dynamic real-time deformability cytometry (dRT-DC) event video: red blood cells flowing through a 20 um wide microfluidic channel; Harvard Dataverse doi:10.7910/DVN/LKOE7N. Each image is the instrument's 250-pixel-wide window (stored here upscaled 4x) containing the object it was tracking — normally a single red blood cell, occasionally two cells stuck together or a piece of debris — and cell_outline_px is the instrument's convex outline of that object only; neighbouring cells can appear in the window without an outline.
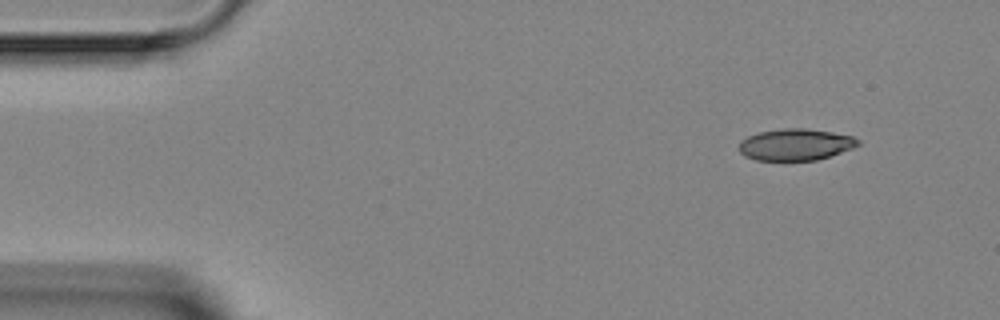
{"species": "Egyptian fruit bat (a non-hibernating species)", "species_latin": "Rousettus aegyptiacus", "temperature_condition": "room temperature", "stored_images_in_passage": 7, "camera_frame_rate_fps": 3000, "um_per_image_px": 0.085, "animal": {"sex": "female"}, "frame": {"image": 1, "passage_image": 1, "time_ms": 0.0, "image_size_px": [1000, 320], "cell_outline_px": [[860, 144], [852, 148], [816, 160], [756, 160], [744, 156], [740, 152], [740, 140], [748, 136], [760, 132], [780, 128], [804, 128], [832, 132], [852, 136], [860, 140]], "centroid_in_image_um": [67.6, 12.28], "position_along_channel_um": 17.4, "area_um2": 21.79}}
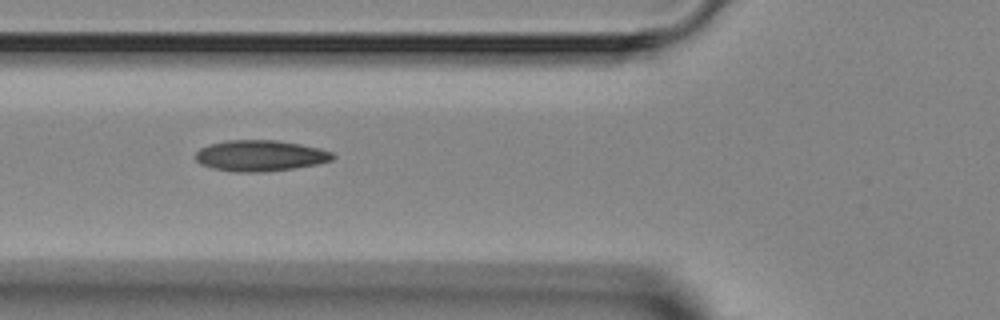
{"frame": {"image": 2, "passage_image": 5, "time_ms": 4.333, "image_size_px": [1000, 320], "cell_outline_px": [[336, 156], [332, 160], [316, 164], [292, 168], [264, 172], [236, 172], [212, 168], [200, 164], [196, 160], [196, 152], [200, 148], [208, 144], [228, 140], [276, 140], [300, 144], [320, 148], [332, 152]], "centroid_in_image_um": [22.1, 13.23], "position_along_channel_um": 103.7, "area_um2": 24.8}}
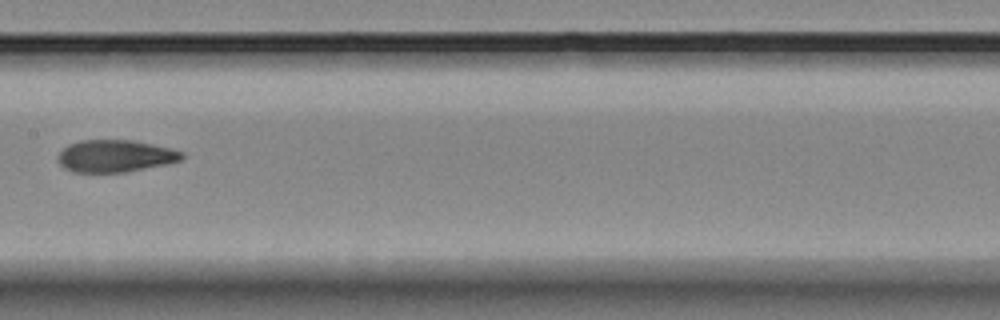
{"frame": {"image": 3, "passage_image": 7, "time_ms": 6.667, "image_size_px": [1000, 320], "cell_outline_px": [[184, 156], [180, 160], [168, 164], [124, 172], [72, 172], [64, 168], [56, 160], [56, 156], [68, 144], [80, 140], [132, 140], [172, 148], [184, 152]], "centroid_in_image_um": [9.78, 13.26], "position_along_channel_um": 197.6, "area_um2": 23.41}}